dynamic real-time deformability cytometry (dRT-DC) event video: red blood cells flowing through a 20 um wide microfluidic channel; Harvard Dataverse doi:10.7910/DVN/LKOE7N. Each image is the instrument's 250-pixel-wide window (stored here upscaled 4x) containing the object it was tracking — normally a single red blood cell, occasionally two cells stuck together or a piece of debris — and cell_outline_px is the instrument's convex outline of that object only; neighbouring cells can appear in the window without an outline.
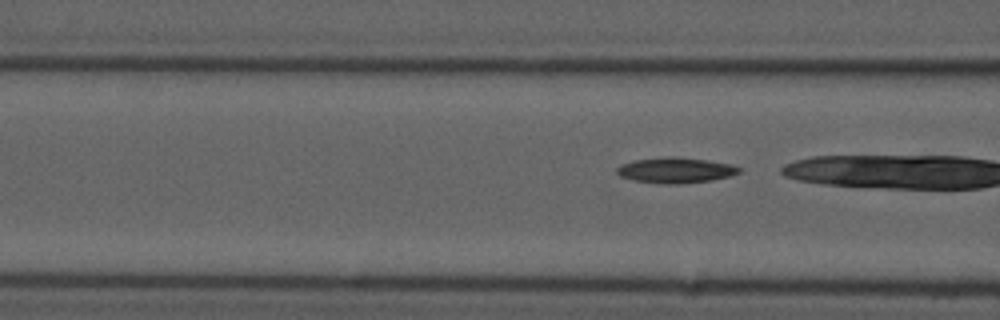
{"species": "common noctule bat (a hibernating species)", "species_latin": "Nyctalus noctula", "temperature_condition": "cold", "stored_images_in_passage": 5, "camera_frame_rate_fps": 3000, "um_per_image_px": 0.085, "animal": {"sex": "male", "forearm_length_mm": 52.5}, "frame": {"image": 1, "passage_image": 5, "time_ms": 4.667, "image_size_px": [1000, 320], "cell_outline_px": [[740, 172], [728, 176], [712, 180], [676, 184], [664, 184], [636, 180], [620, 176], [616, 172], [616, 168], [620, 164], [636, 160], [668, 156], [676, 156], [708, 160], [732, 164], [740, 168]], "centroid_in_image_um": [57.42, 14.46], "position_along_channel_um": 109.2, "area_um2": 18.09}}